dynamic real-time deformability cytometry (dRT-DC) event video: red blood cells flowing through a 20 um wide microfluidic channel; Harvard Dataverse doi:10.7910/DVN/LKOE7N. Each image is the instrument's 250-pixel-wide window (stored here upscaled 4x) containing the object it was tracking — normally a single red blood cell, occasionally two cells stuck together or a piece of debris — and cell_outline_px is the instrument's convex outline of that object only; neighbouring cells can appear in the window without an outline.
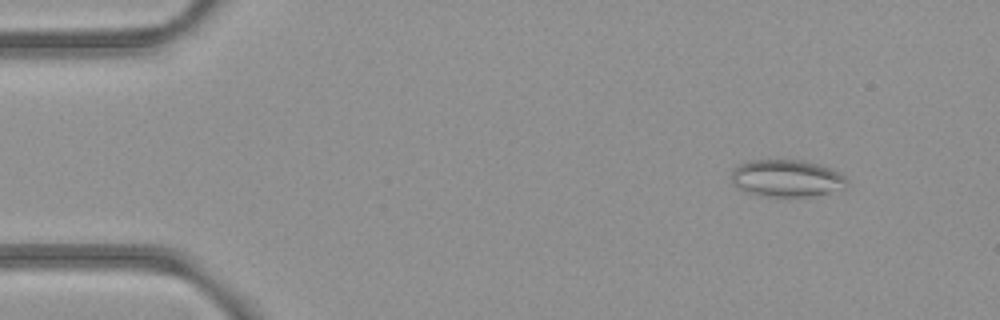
{"species": "common noctule bat (a hibernating species)", "species_latin": "Nyctalus noctula", "temperature_condition": "room temperature", "stored_images_in_passage": 49, "camera_frame_rate_fps": 3000, "um_per_image_px": 0.085, "animal": {"sex": "female", "body_mass_g": 21.9}, "frame": {"image": 1, "passage_image": 2, "time_ms": 0.333, "image_size_px": [1000, 320], "cell_outline_px": [[848, 188], [844, 192], [812, 196], [764, 196], [744, 192], [732, 184], [732, 168], [740, 164], [752, 160], [804, 160], [820, 164], [832, 168], [840, 172], [848, 180]], "centroid_in_image_um": [66.96, 15.17], "position_along_channel_um": 18.0, "area_um2": 25.78}}
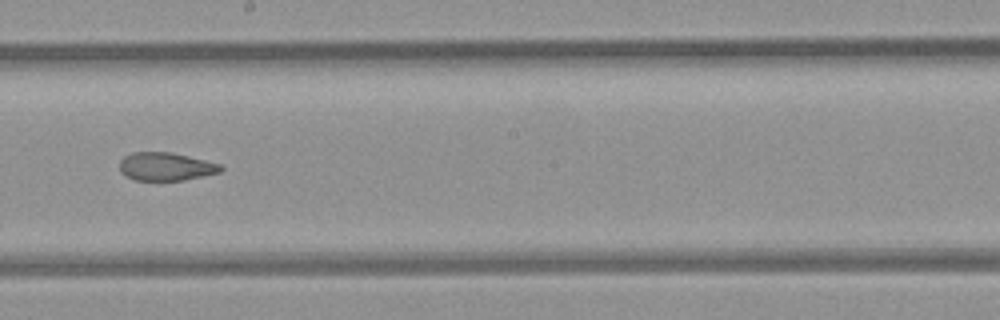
{"frame": {"image": 2, "passage_image": 26, "time_ms": 8.333, "image_size_px": [1000, 320], "cell_outline_px": [[224, 168], [220, 172], [184, 180], [132, 180], [120, 172], [120, 160], [124, 156], [132, 152], [172, 152], [220, 164]], "centroid_in_image_um": [14.07, 14.15], "position_along_channel_um": 234.1, "area_um2": 16.59}}
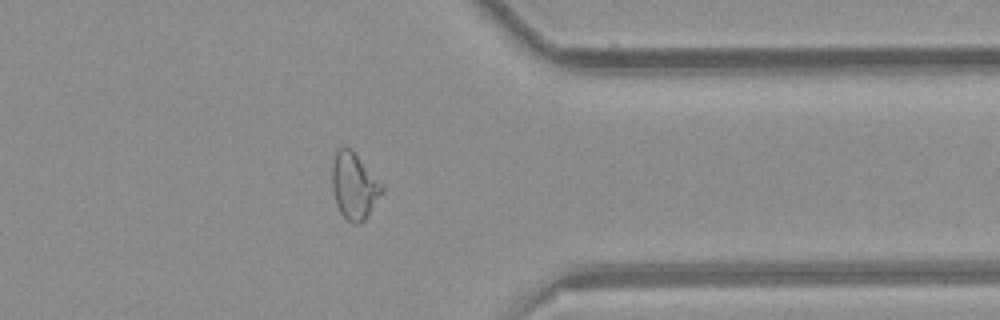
{"frame": {"image": 3, "passage_image": 38, "time_ms": 12.333, "image_size_px": [1000, 320], "cell_outline_px": [[384, 192], [364, 220], [360, 224], [352, 224], [340, 212], [336, 204], [332, 188], [332, 160], [336, 148], [348, 148], [384, 184]], "centroid_in_image_um": [30.1, 15.83], "position_along_channel_um": 381.3, "area_um2": 19.25}, "authors_computed_cell_mechanics": {"area_um2": 19.7676, "velocity_mm_per_s": 3.9509, "shape_relaxation_time_tau1_ms": null, "shape_relaxation_time_tau2_ms": 2.6241, "deformation_change_tau1": null, "deformation_change_tau2": 0.0893}}